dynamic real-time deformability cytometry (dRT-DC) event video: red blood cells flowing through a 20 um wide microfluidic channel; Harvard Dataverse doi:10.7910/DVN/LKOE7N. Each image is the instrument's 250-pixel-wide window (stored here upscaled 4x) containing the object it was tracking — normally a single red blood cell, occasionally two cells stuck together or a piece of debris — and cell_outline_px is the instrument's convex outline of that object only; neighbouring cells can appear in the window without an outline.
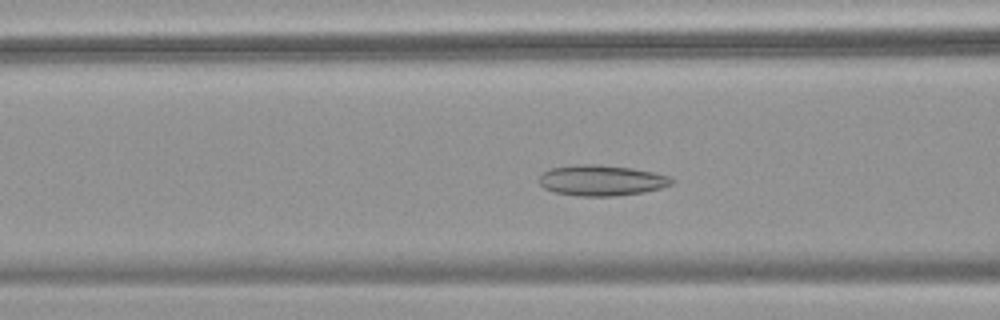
{"species": "common noctule bat (a hibernating species)", "species_latin": "Nyctalus noctula", "temperature_condition": "warm", "stored_images_in_passage": 52, "camera_frame_rate_fps": 3000, "um_per_image_px": 0.085, "animal": {"sex": "female", "body_mass_g": 18.4}, "frame": {"image": 1, "passage_image": 19, "time_ms": 6.0, "image_size_px": [1000, 320], "cell_outline_px": [[676, 180], [672, 184], [660, 188], [644, 192], [616, 196], [576, 196], [556, 192], [544, 188], [540, 184], [540, 176], [544, 172], [552, 168], [576, 164], [600, 164], [632, 168], [672, 176]], "centroid_in_image_um": [51.17, 15.33], "position_along_channel_um": 115.4, "area_um2": 23.81}}
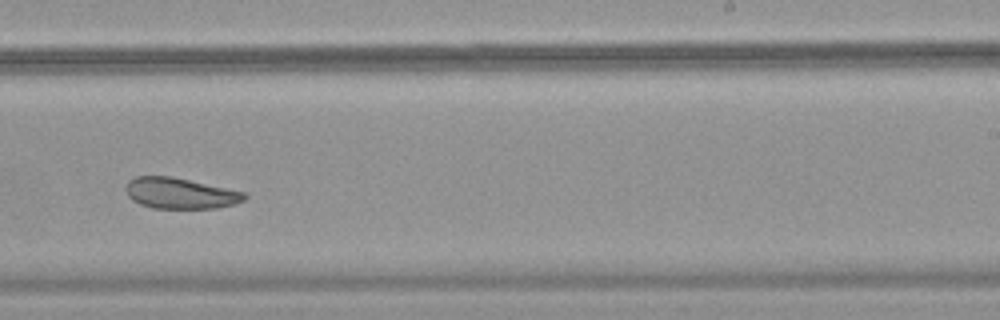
{"frame": {"image": 2, "passage_image": 32, "time_ms": 10.333, "image_size_px": [1000, 320], "cell_outline_px": [[248, 196], [244, 200], [232, 204], [216, 208], [152, 208], [140, 204], [132, 200], [128, 196], [124, 188], [128, 180], [136, 176], [172, 176], [244, 192]], "centroid_in_image_um": [15.26, 16.42], "position_along_channel_um": 273.7, "area_um2": 21.33}}
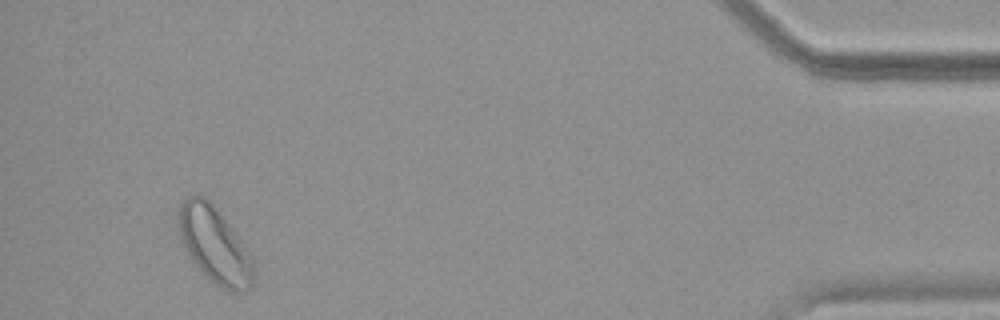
{"frame": {"image": 3, "passage_image": 49, "time_ms": 16.0, "image_size_px": [1000, 320], "cell_outline_px": [[252, 284], [248, 288], [224, 288], [216, 284], [196, 264], [188, 252], [184, 244], [180, 232], [180, 204], [188, 196], [200, 196], [212, 204], [228, 224], [240, 240], [252, 260]], "centroid_in_image_um": [18.22, 20.78], "position_along_channel_um": 417.0, "area_um2": 30.87}, "authors_computed_cell_mechanics": {"area_um2": 24.8251, "velocity_mm_per_s": 3.6674, "shape_relaxation_time_tau1_ms": 9.678, "shape_relaxation_time_tau2_ms": 5.8692, "deformation_change_tau1": 0.1251, "deformation_change_tau2": 0.1184}}